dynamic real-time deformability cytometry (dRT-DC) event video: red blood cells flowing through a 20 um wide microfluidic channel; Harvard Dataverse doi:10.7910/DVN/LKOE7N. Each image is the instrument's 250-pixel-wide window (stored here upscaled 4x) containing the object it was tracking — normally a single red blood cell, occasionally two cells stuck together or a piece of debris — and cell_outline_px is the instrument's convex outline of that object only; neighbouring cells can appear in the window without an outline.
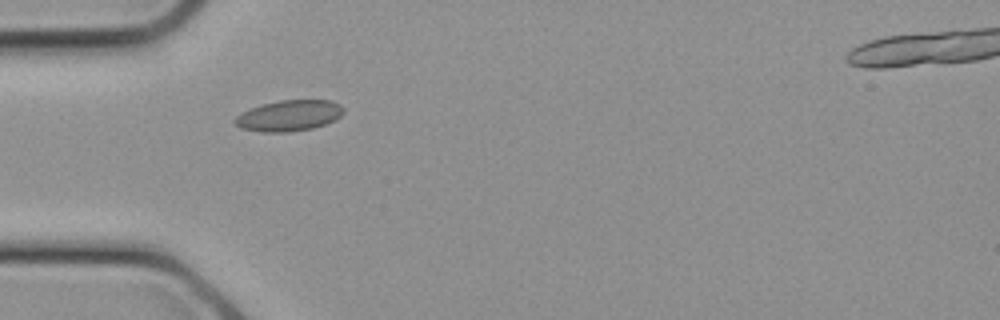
{"species": "common noctule bat (a hibernating species)", "species_latin": "Nyctalus noctula", "temperature_condition": "cold", "stored_images_in_passage": 16, "camera_frame_rate_fps": 3000, "um_per_image_px": 0.085, "animal": {"sex": "female", "body_mass_g": 21.9}, "frame": {"image": 1, "passage_image": 8, "time_ms": 2.333, "image_size_px": [1000, 320], "cell_outline_px": [[344, 112], [336, 120], [312, 128], [288, 132], [260, 132], [240, 128], [232, 120], [240, 112], [264, 104], [280, 100], [332, 100], [340, 104], [344, 108]], "centroid_in_image_um": [24.57, 9.83], "position_along_channel_um": 60.4, "area_um2": 19.65}}
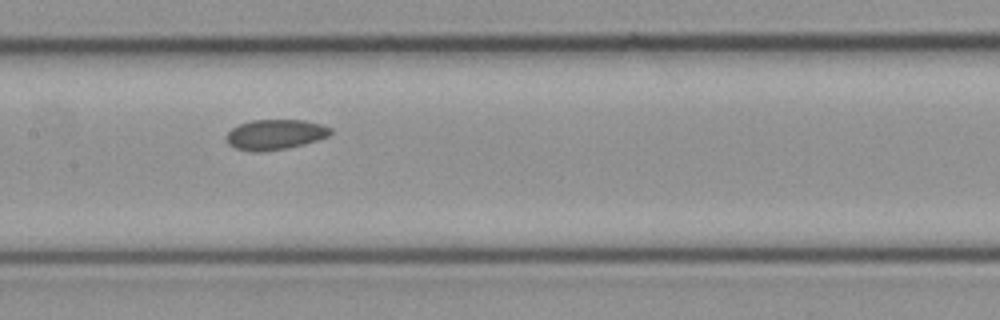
{"frame": {"image": 2, "passage_image": 13, "time_ms": 4.0, "image_size_px": [1000, 320], "cell_outline_px": [[332, 132], [328, 136], [304, 144], [288, 148], [260, 152], [248, 152], [236, 148], [228, 144], [228, 132], [232, 128], [240, 124], [252, 120], [304, 120], [320, 124], [332, 128]], "centroid_in_image_um": [23.39, 11.44], "position_along_channel_um": 184.0, "area_um2": 18.26}}
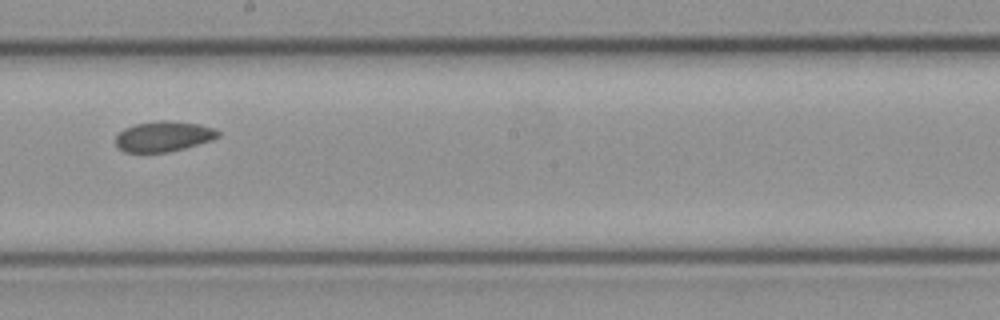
{"frame": {"image": 3, "passage_image": 15, "time_ms": 4.667, "image_size_px": [1000, 320], "cell_outline_px": [[220, 136], [212, 140], [184, 148], [168, 152], [124, 152], [116, 144], [116, 136], [124, 128], [136, 124], [160, 120], [164, 120], [200, 124], [216, 128], [220, 132]], "centroid_in_image_um": [13.93, 11.59], "position_along_channel_um": 234.3, "area_um2": 18.09}}